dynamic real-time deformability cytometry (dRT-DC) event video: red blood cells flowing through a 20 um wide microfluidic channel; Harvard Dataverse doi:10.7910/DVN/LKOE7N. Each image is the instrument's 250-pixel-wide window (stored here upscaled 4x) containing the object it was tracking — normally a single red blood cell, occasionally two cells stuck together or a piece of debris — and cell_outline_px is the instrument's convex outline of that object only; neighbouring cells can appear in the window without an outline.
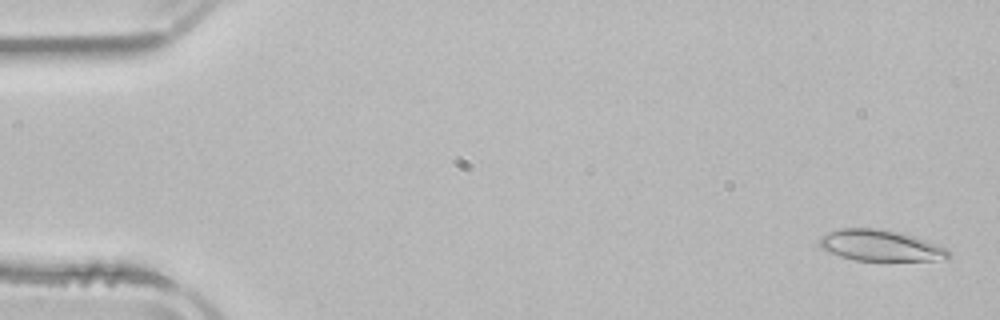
{"species": "common noctule bat (a hibernating species)", "species_latin": "Nyctalus noctula", "temperature_condition": "room temperature", "stored_images_in_passage": 4, "camera_frame_rate_fps": 3000, "um_per_image_px": 0.085, "animal": {"sex": "male", "body_mass_g": 21.5, "forearm_length_mm": 52.0}, "frame": {"image": 1, "passage_image": 1, "time_ms": 0.0, "image_size_px": [1000, 320], "cell_outline_px": [[952, 256], [936, 260], [856, 260], [840, 256], [828, 252], [820, 248], [820, 236], [828, 232], [840, 228], [884, 228], [916, 236], [948, 248]], "centroid_in_image_um": [74.85, 20.85], "position_along_channel_um": 10.2, "area_um2": 23.58}}
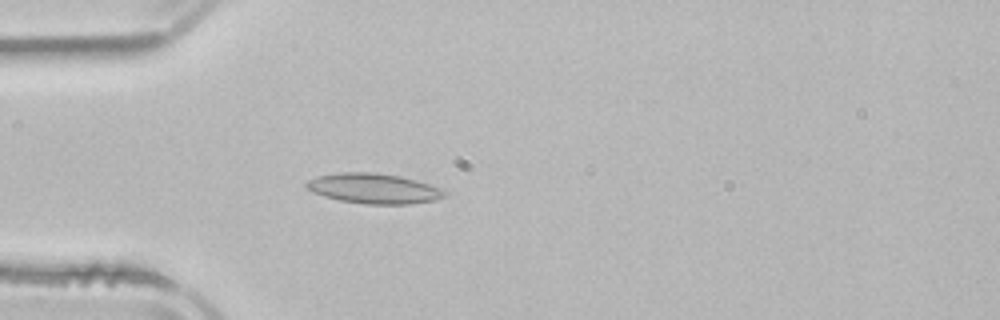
{"frame": {"image": 2, "passage_image": 4, "time_ms": 4.333, "image_size_px": [1000, 320], "cell_outline_px": [[448, 196], [432, 200], [408, 204], [364, 204], [340, 200], [324, 196], [312, 192], [304, 188], [304, 184], [308, 180], [316, 176], [340, 172], [376, 172], [400, 176], [416, 180], [428, 184], [448, 192]], "centroid_in_image_um": [31.72, 16.01], "position_along_channel_um": 53.3, "area_um2": 24.33}}